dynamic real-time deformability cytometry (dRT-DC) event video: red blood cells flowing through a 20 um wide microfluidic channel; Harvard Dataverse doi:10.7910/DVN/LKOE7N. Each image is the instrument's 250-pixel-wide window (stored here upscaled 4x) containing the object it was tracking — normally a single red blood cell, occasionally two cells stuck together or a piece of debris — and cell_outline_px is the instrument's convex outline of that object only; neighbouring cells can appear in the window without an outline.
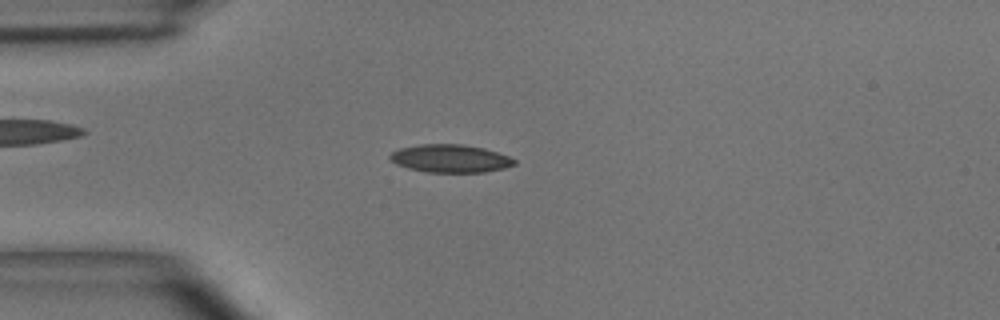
{"species": "common noctule bat (a hibernating species)", "species_latin": "Nyctalus noctula", "temperature_condition": "room temperature", "stored_images_in_passage": 42, "camera_frame_rate_fps": 3000, "um_per_image_px": 0.085, "animal": {"sex": "male", "body_mass_g": 15.6}, "frame": {"image": 1, "passage_image": 6, "time_ms": 1.667, "image_size_px": [1000, 320], "cell_outline_px": [[516, 164], [504, 168], [484, 172], [428, 172], [408, 168], [396, 164], [388, 156], [392, 152], [400, 148], [420, 144], [464, 144], [484, 148], [508, 156], [516, 160]], "centroid_in_image_um": [38.28, 13.47], "position_along_channel_um": 46.7, "area_um2": 20.17}}
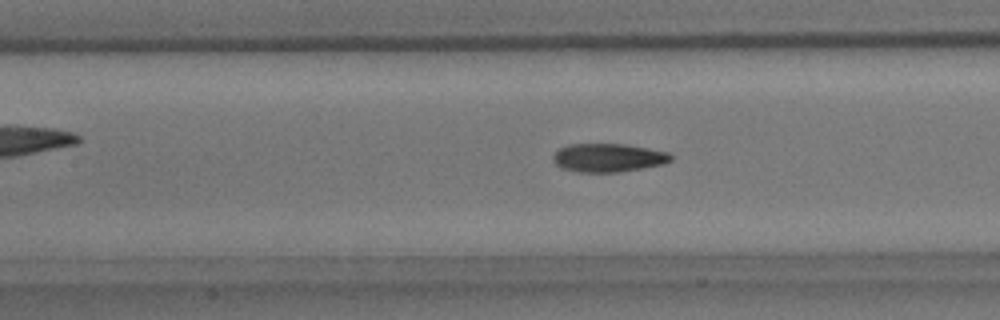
{"frame": {"image": 2, "passage_image": 15, "time_ms": 4.667, "image_size_px": [1000, 320], "cell_outline_px": [[672, 160], [664, 164], [620, 172], [576, 172], [560, 168], [552, 160], [552, 156], [560, 148], [568, 144], [624, 144], [648, 148], [668, 152], [672, 156]], "centroid_in_image_um": [51.68, 13.41], "position_along_channel_um": 155.7, "area_um2": 19.65}}
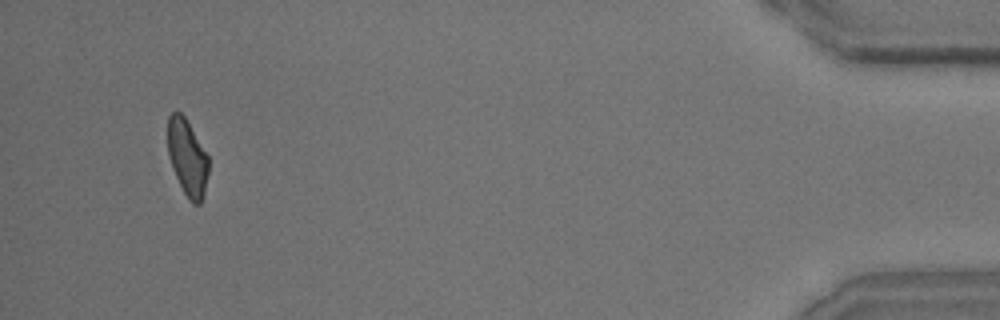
{"frame": {"image": 3, "passage_image": 40, "time_ms": 13.0, "image_size_px": [1000, 320], "cell_outline_px": [[208, 172], [204, 196], [200, 204], [192, 204], [188, 200], [172, 168], [168, 156], [168, 116], [172, 112], [180, 112], [184, 116], [208, 156]], "centroid_in_image_um": [15.92, 13.42], "position_along_channel_um": 419.3, "area_um2": 18.03}, "authors_computed_cell_mechanics": {"area_um2": 19.5075, "velocity_mm_per_s": 4.0716, "shape_relaxation_time_tau1_ms": 5.1586, "shape_relaxation_time_tau2_ms": 2.6706, "deformation_change_tau1": 0.1815, "deformation_change_tau2": 0.1011}}